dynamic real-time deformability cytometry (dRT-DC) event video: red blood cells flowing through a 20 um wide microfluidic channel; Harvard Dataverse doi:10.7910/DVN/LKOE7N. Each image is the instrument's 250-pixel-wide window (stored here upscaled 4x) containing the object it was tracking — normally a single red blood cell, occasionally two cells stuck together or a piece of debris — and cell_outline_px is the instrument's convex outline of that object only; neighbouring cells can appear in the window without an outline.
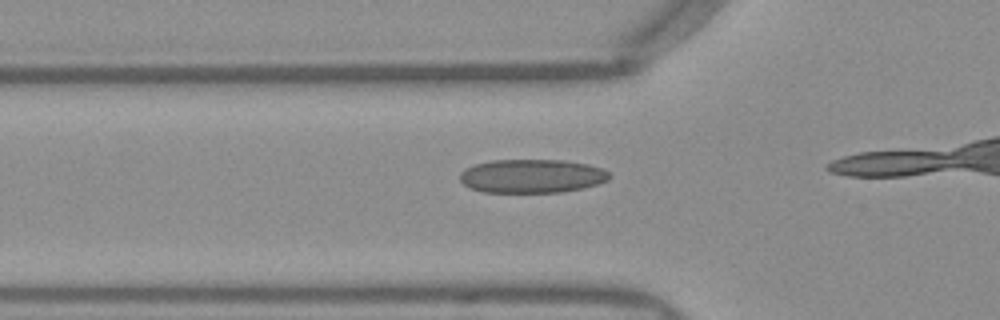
{"species": "Egyptian fruit bat (a non-hibernating species)", "species_latin": "Rousettus aegyptiacus", "temperature_condition": "warm", "stored_images_in_passage": 14, "camera_frame_rate_fps": 3000, "um_per_image_px": 0.085, "frame": {"image": 1, "passage_image": 12, "time_ms": 3.667, "image_size_px": [1000, 320], "cell_outline_px": [[612, 176], [608, 180], [584, 188], [560, 192], [480, 192], [468, 188], [460, 180], [460, 172], [464, 168], [476, 164], [492, 160], [564, 160], [588, 164], [604, 168]], "centroid_in_image_um": [45.2, 14.96], "position_along_channel_um": 80.6, "area_um2": 29.59}}